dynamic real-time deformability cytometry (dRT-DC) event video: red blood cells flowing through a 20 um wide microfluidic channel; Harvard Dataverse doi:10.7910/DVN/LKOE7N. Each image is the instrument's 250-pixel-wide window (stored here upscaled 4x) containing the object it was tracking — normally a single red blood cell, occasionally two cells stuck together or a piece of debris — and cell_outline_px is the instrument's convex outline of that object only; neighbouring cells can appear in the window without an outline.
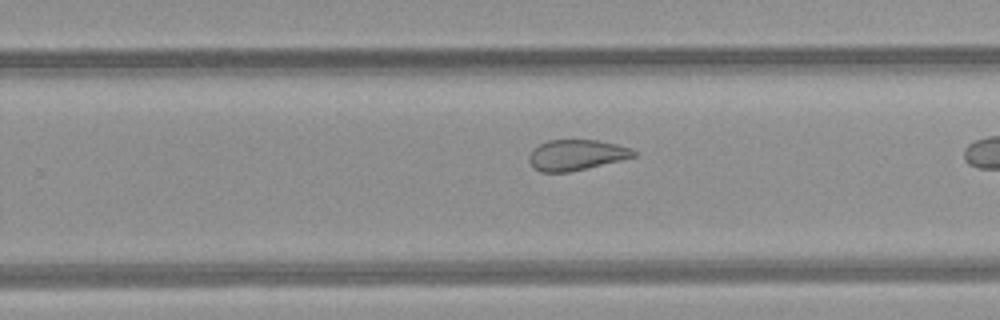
{"species": "common noctule bat (a hibernating species)", "species_latin": "Nyctalus noctula", "temperature_condition": "room temperature", "stored_images_in_passage": 31, "camera_frame_rate_fps": 3000, "um_per_image_px": 0.085, "animal": {"sex": "female", "body_mass_g": 21.9}, "frame": {"image": 1, "passage_image": 27, "time_ms": 8.667, "image_size_px": [1000, 320], "cell_outline_px": [[636, 156], [588, 168], [568, 172], [540, 172], [532, 168], [528, 160], [528, 156], [540, 144], [548, 140], [596, 140], [616, 144], [632, 148], [636, 152]], "centroid_in_image_um": [48.97, 13.18], "position_along_channel_um": 280.8, "area_um2": 18.61}}